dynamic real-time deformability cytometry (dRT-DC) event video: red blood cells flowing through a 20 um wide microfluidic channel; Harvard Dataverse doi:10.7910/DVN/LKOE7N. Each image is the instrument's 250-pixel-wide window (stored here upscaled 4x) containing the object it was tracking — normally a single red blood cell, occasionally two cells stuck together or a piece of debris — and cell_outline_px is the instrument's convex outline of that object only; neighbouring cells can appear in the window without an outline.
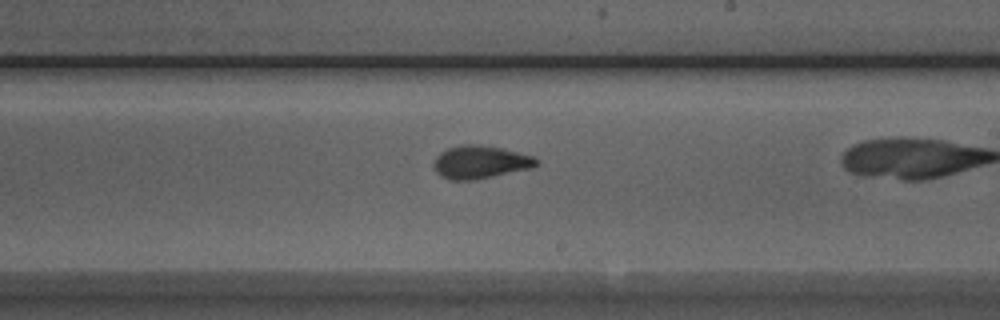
{"species": "Egyptian fruit bat (a non-hibernating species)", "species_latin": "Rousettus aegyptiacus", "temperature_condition": "room temperature", "stored_images_in_passage": 37, "camera_frame_rate_fps": 3000, "um_per_image_px": 0.085, "animal": {"sex": "male"}, "frame": {"image": 1, "passage_image": 27, "time_ms": 8.667, "image_size_px": [1000, 320], "cell_outline_px": [[540, 164], [532, 168], [476, 180], [448, 180], [440, 176], [436, 172], [432, 164], [436, 156], [440, 152], [448, 148], [460, 144], [480, 144], [500, 148], [532, 156], [540, 160]], "centroid_in_image_um": [40.8, 13.79], "position_along_channel_um": 248.2, "area_um2": 20.0}}